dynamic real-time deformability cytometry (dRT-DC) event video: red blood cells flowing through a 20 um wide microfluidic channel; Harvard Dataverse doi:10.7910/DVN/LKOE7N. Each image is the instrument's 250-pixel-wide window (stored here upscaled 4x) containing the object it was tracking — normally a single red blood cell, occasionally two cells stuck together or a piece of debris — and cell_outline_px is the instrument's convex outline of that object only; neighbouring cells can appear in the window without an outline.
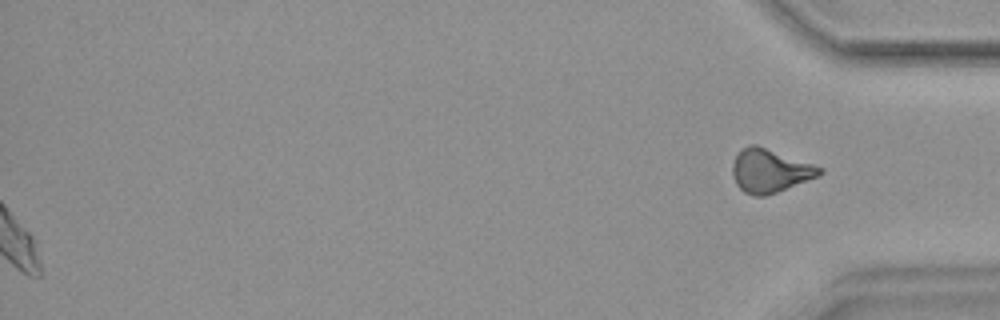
{"species": "common noctule bat (a hibernating species)", "species_latin": "Nyctalus noctula", "temperature_condition": "warm", "stored_images_in_passage": 42, "segment_of_instrument_passage": [2, 2], "camera_frame_rate_fps": 3000, "um_per_image_px": 0.085, "animal": {"sex": "female", "body_mass_g": 18.4}, "frame": {"image": 1, "passage_image": 42, "time_ms": 13.667, "image_size_px": [1000, 320], "cell_outline_px": [[824, 172], [820, 176], [776, 192], [764, 196], [756, 196], [744, 192], [736, 184], [732, 176], [732, 164], [736, 156], [748, 144], [756, 144], [824, 168]], "centroid_in_image_um": [65.45, 14.51], "position_along_channel_um": 369.8, "area_um2": 21.96}}